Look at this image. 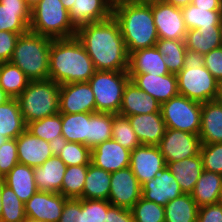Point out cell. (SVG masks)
<instances>
[{
    "mask_svg": "<svg viewBox=\"0 0 222 222\" xmlns=\"http://www.w3.org/2000/svg\"><path fill=\"white\" fill-rule=\"evenodd\" d=\"M76 37L83 44L96 71L128 70L129 53L119 23L113 16L78 27Z\"/></svg>",
    "mask_w": 222,
    "mask_h": 222,
    "instance_id": "1",
    "label": "cell"
},
{
    "mask_svg": "<svg viewBox=\"0 0 222 222\" xmlns=\"http://www.w3.org/2000/svg\"><path fill=\"white\" fill-rule=\"evenodd\" d=\"M112 16L119 23L129 54L156 45L158 33L151 9V0L114 2Z\"/></svg>",
    "mask_w": 222,
    "mask_h": 222,
    "instance_id": "2",
    "label": "cell"
},
{
    "mask_svg": "<svg viewBox=\"0 0 222 222\" xmlns=\"http://www.w3.org/2000/svg\"><path fill=\"white\" fill-rule=\"evenodd\" d=\"M95 72L91 58L76 36L52 40L49 79L60 85L88 82Z\"/></svg>",
    "mask_w": 222,
    "mask_h": 222,
    "instance_id": "3",
    "label": "cell"
},
{
    "mask_svg": "<svg viewBox=\"0 0 222 222\" xmlns=\"http://www.w3.org/2000/svg\"><path fill=\"white\" fill-rule=\"evenodd\" d=\"M176 77L179 95L199 103L216 100L220 83L204 66V54L186 49L184 67Z\"/></svg>",
    "mask_w": 222,
    "mask_h": 222,
    "instance_id": "4",
    "label": "cell"
},
{
    "mask_svg": "<svg viewBox=\"0 0 222 222\" xmlns=\"http://www.w3.org/2000/svg\"><path fill=\"white\" fill-rule=\"evenodd\" d=\"M52 38L31 31L18 37L10 62L19 67L30 81L49 79Z\"/></svg>",
    "mask_w": 222,
    "mask_h": 222,
    "instance_id": "5",
    "label": "cell"
},
{
    "mask_svg": "<svg viewBox=\"0 0 222 222\" xmlns=\"http://www.w3.org/2000/svg\"><path fill=\"white\" fill-rule=\"evenodd\" d=\"M59 96L60 84L55 81H30L16 98L25 124L58 114Z\"/></svg>",
    "mask_w": 222,
    "mask_h": 222,
    "instance_id": "6",
    "label": "cell"
},
{
    "mask_svg": "<svg viewBox=\"0 0 222 222\" xmlns=\"http://www.w3.org/2000/svg\"><path fill=\"white\" fill-rule=\"evenodd\" d=\"M29 31L52 39L76 36L77 28L70 21L61 0H41L32 10Z\"/></svg>",
    "mask_w": 222,
    "mask_h": 222,
    "instance_id": "7",
    "label": "cell"
},
{
    "mask_svg": "<svg viewBox=\"0 0 222 222\" xmlns=\"http://www.w3.org/2000/svg\"><path fill=\"white\" fill-rule=\"evenodd\" d=\"M129 80L127 71H96L88 80L95 96L96 112L119 113Z\"/></svg>",
    "mask_w": 222,
    "mask_h": 222,
    "instance_id": "8",
    "label": "cell"
},
{
    "mask_svg": "<svg viewBox=\"0 0 222 222\" xmlns=\"http://www.w3.org/2000/svg\"><path fill=\"white\" fill-rule=\"evenodd\" d=\"M160 111L166 128L199 135L202 103L177 95L162 103Z\"/></svg>",
    "mask_w": 222,
    "mask_h": 222,
    "instance_id": "9",
    "label": "cell"
},
{
    "mask_svg": "<svg viewBox=\"0 0 222 222\" xmlns=\"http://www.w3.org/2000/svg\"><path fill=\"white\" fill-rule=\"evenodd\" d=\"M157 146L167 164L198 155L201 140L199 135L166 128L164 136Z\"/></svg>",
    "mask_w": 222,
    "mask_h": 222,
    "instance_id": "10",
    "label": "cell"
},
{
    "mask_svg": "<svg viewBox=\"0 0 222 222\" xmlns=\"http://www.w3.org/2000/svg\"><path fill=\"white\" fill-rule=\"evenodd\" d=\"M151 9L158 39L184 40L187 28L181 8L162 0H151Z\"/></svg>",
    "mask_w": 222,
    "mask_h": 222,
    "instance_id": "11",
    "label": "cell"
},
{
    "mask_svg": "<svg viewBox=\"0 0 222 222\" xmlns=\"http://www.w3.org/2000/svg\"><path fill=\"white\" fill-rule=\"evenodd\" d=\"M141 193V184L130 167L111 172L108 201L112 205L131 210Z\"/></svg>",
    "mask_w": 222,
    "mask_h": 222,
    "instance_id": "12",
    "label": "cell"
},
{
    "mask_svg": "<svg viewBox=\"0 0 222 222\" xmlns=\"http://www.w3.org/2000/svg\"><path fill=\"white\" fill-rule=\"evenodd\" d=\"M96 103L88 82L60 85L59 113H95Z\"/></svg>",
    "mask_w": 222,
    "mask_h": 222,
    "instance_id": "13",
    "label": "cell"
},
{
    "mask_svg": "<svg viewBox=\"0 0 222 222\" xmlns=\"http://www.w3.org/2000/svg\"><path fill=\"white\" fill-rule=\"evenodd\" d=\"M66 199L60 193L37 191L24 203L26 219L39 222H58Z\"/></svg>",
    "mask_w": 222,
    "mask_h": 222,
    "instance_id": "14",
    "label": "cell"
},
{
    "mask_svg": "<svg viewBox=\"0 0 222 222\" xmlns=\"http://www.w3.org/2000/svg\"><path fill=\"white\" fill-rule=\"evenodd\" d=\"M167 166L158 146L139 145L131 151L130 165L141 186Z\"/></svg>",
    "mask_w": 222,
    "mask_h": 222,
    "instance_id": "15",
    "label": "cell"
},
{
    "mask_svg": "<svg viewBox=\"0 0 222 222\" xmlns=\"http://www.w3.org/2000/svg\"><path fill=\"white\" fill-rule=\"evenodd\" d=\"M17 154L20 164L41 166L55 154L56 145L34 136L25 129L17 138Z\"/></svg>",
    "mask_w": 222,
    "mask_h": 222,
    "instance_id": "16",
    "label": "cell"
},
{
    "mask_svg": "<svg viewBox=\"0 0 222 222\" xmlns=\"http://www.w3.org/2000/svg\"><path fill=\"white\" fill-rule=\"evenodd\" d=\"M136 86L153 96L160 104L179 95L176 74L154 75L145 73H128Z\"/></svg>",
    "mask_w": 222,
    "mask_h": 222,
    "instance_id": "17",
    "label": "cell"
},
{
    "mask_svg": "<svg viewBox=\"0 0 222 222\" xmlns=\"http://www.w3.org/2000/svg\"><path fill=\"white\" fill-rule=\"evenodd\" d=\"M141 188L142 198L161 206H165L169 201L183 194L180 185L167 166L157 176L145 182Z\"/></svg>",
    "mask_w": 222,
    "mask_h": 222,
    "instance_id": "18",
    "label": "cell"
},
{
    "mask_svg": "<svg viewBox=\"0 0 222 222\" xmlns=\"http://www.w3.org/2000/svg\"><path fill=\"white\" fill-rule=\"evenodd\" d=\"M131 151L111 139L91 149V163L108 172L128 168Z\"/></svg>",
    "mask_w": 222,
    "mask_h": 222,
    "instance_id": "19",
    "label": "cell"
},
{
    "mask_svg": "<svg viewBox=\"0 0 222 222\" xmlns=\"http://www.w3.org/2000/svg\"><path fill=\"white\" fill-rule=\"evenodd\" d=\"M31 9L24 0H0V31L19 35L29 31Z\"/></svg>",
    "mask_w": 222,
    "mask_h": 222,
    "instance_id": "20",
    "label": "cell"
},
{
    "mask_svg": "<svg viewBox=\"0 0 222 222\" xmlns=\"http://www.w3.org/2000/svg\"><path fill=\"white\" fill-rule=\"evenodd\" d=\"M112 13V0H74L69 10V17L73 25L78 28L84 24L109 19Z\"/></svg>",
    "mask_w": 222,
    "mask_h": 222,
    "instance_id": "21",
    "label": "cell"
},
{
    "mask_svg": "<svg viewBox=\"0 0 222 222\" xmlns=\"http://www.w3.org/2000/svg\"><path fill=\"white\" fill-rule=\"evenodd\" d=\"M160 108L161 104L153 96L139 89L133 81L129 80L125 85L119 114L127 117L151 114L161 112Z\"/></svg>",
    "mask_w": 222,
    "mask_h": 222,
    "instance_id": "22",
    "label": "cell"
},
{
    "mask_svg": "<svg viewBox=\"0 0 222 222\" xmlns=\"http://www.w3.org/2000/svg\"><path fill=\"white\" fill-rule=\"evenodd\" d=\"M128 119L141 144H159L166 130L161 112L132 115Z\"/></svg>",
    "mask_w": 222,
    "mask_h": 222,
    "instance_id": "23",
    "label": "cell"
},
{
    "mask_svg": "<svg viewBox=\"0 0 222 222\" xmlns=\"http://www.w3.org/2000/svg\"><path fill=\"white\" fill-rule=\"evenodd\" d=\"M67 166L55 153L41 166L34 167V179L38 191L59 193Z\"/></svg>",
    "mask_w": 222,
    "mask_h": 222,
    "instance_id": "24",
    "label": "cell"
},
{
    "mask_svg": "<svg viewBox=\"0 0 222 222\" xmlns=\"http://www.w3.org/2000/svg\"><path fill=\"white\" fill-rule=\"evenodd\" d=\"M128 73H145L154 75L169 74L163 55L156 46L136 50L129 54Z\"/></svg>",
    "mask_w": 222,
    "mask_h": 222,
    "instance_id": "25",
    "label": "cell"
},
{
    "mask_svg": "<svg viewBox=\"0 0 222 222\" xmlns=\"http://www.w3.org/2000/svg\"><path fill=\"white\" fill-rule=\"evenodd\" d=\"M201 144L222 143V105L217 100L202 103Z\"/></svg>",
    "mask_w": 222,
    "mask_h": 222,
    "instance_id": "26",
    "label": "cell"
},
{
    "mask_svg": "<svg viewBox=\"0 0 222 222\" xmlns=\"http://www.w3.org/2000/svg\"><path fill=\"white\" fill-rule=\"evenodd\" d=\"M167 168L173 173L184 194H191L195 184L203 172L200 153L180 161L167 163Z\"/></svg>",
    "mask_w": 222,
    "mask_h": 222,
    "instance_id": "27",
    "label": "cell"
},
{
    "mask_svg": "<svg viewBox=\"0 0 222 222\" xmlns=\"http://www.w3.org/2000/svg\"><path fill=\"white\" fill-rule=\"evenodd\" d=\"M4 184L10 187L18 198L26 203L37 191L34 168L16 164L4 177Z\"/></svg>",
    "mask_w": 222,
    "mask_h": 222,
    "instance_id": "28",
    "label": "cell"
},
{
    "mask_svg": "<svg viewBox=\"0 0 222 222\" xmlns=\"http://www.w3.org/2000/svg\"><path fill=\"white\" fill-rule=\"evenodd\" d=\"M26 127L16 98L0 104V136L16 139Z\"/></svg>",
    "mask_w": 222,
    "mask_h": 222,
    "instance_id": "29",
    "label": "cell"
},
{
    "mask_svg": "<svg viewBox=\"0 0 222 222\" xmlns=\"http://www.w3.org/2000/svg\"><path fill=\"white\" fill-rule=\"evenodd\" d=\"M110 182L111 172L90 163L84 182L83 199L108 200Z\"/></svg>",
    "mask_w": 222,
    "mask_h": 222,
    "instance_id": "30",
    "label": "cell"
},
{
    "mask_svg": "<svg viewBox=\"0 0 222 222\" xmlns=\"http://www.w3.org/2000/svg\"><path fill=\"white\" fill-rule=\"evenodd\" d=\"M221 184L222 175L203 170L191 196L199 207L218 203Z\"/></svg>",
    "mask_w": 222,
    "mask_h": 222,
    "instance_id": "31",
    "label": "cell"
},
{
    "mask_svg": "<svg viewBox=\"0 0 222 222\" xmlns=\"http://www.w3.org/2000/svg\"><path fill=\"white\" fill-rule=\"evenodd\" d=\"M186 49L194 50L201 54L221 47V35L219 28H203L187 30L185 39Z\"/></svg>",
    "mask_w": 222,
    "mask_h": 222,
    "instance_id": "32",
    "label": "cell"
},
{
    "mask_svg": "<svg viewBox=\"0 0 222 222\" xmlns=\"http://www.w3.org/2000/svg\"><path fill=\"white\" fill-rule=\"evenodd\" d=\"M165 222H197L199 206L191 194L181 196L169 201L165 206Z\"/></svg>",
    "mask_w": 222,
    "mask_h": 222,
    "instance_id": "33",
    "label": "cell"
},
{
    "mask_svg": "<svg viewBox=\"0 0 222 222\" xmlns=\"http://www.w3.org/2000/svg\"><path fill=\"white\" fill-rule=\"evenodd\" d=\"M62 141L84 144L88 147V113H61Z\"/></svg>",
    "mask_w": 222,
    "mask_h": 222,
    "instance_id": "34",
    "label": "cell"
},
{
    "mask_svg": "<svg viewBox=\"0 0 222 222\" xmlns=\"http://www.w3.org/2000/svg\"><path fill=\"white\" fill-rule=\"evenodd\" d=\"M113 118L114 113H88V147L90 149L112 139Z\"/></svg>",
    "mask_w": 222,
    "mask_h": 222,
    "instance_id": "35",
    "label": "cell"
},
{
    "mask_svg": "<svg viewBox=\"0 0 222 222\" xmlns=\"http://www.w3.org/2000/svg\"><path fill=\"white\" fill-rule=\"evenodd\" d=\"M187 30L203 28H219L222 11L197 8L189 4L181 8Z\"/></svg>",
    "mask_w": 222,
    "mask_h": 222,
    "instance_id": "36",
    "label": "cell"
},
{
    "mask_svg": "<svg viewBox=\"0 0 222 222\" xmlns=\"http://www.w3.org/2000/svg\"><path fill=\"white\" fill-rule=\"evenodd\" d=\"M30 80L25 73L11 62H4L0 68V87L11 97L17 98Z\"/></svg>",
    "mask_w": 222,
    "mask_h": 222,
    "instance_id": "37",
    "label": "cell"
},
{
    "mask_svg": "<svg viewBox=\"0 0 222 222\" xmlns=\"http://www.w3.org/2000/svg\"><path fill=\"white\" fill-rule=\"evenodd\" d=\"M26 129L34 136L58 145L62 141L61 113L32 121L27 124Z\"/></svg>",
    "mask_w": 222,
    "mask_h": 222,
    "instance_id": "38",
    "label": "cell"
},
{
    "mask_svg": "<svg viewBox=\"0 0 222 222\" xmlns=\"http://www.w3.org/2000/svg\"><path fill=\"white\" fill-rule=\"evenodd\" d=\"M155 46L163 55L170 73L177 74L184 67L186 54L184 40L158 39Z\"/></svg>",
    "mask_w": 222,
    "mask_h": 222,
    "instance_id": "39",
    "label": "cell"
},
{
    "mask_svg": "<svg viewBox=\"0 0 222 222\" xmlns=\"http://www.w3.org/2000/svg\"><path fill=\"white\" fill-rule=\"evenodd\" d=\"M87 172L88 165L67 166L59 193L67 199H83Z\"/></svg>",
    "mask_w": 222,
    "mask_h": 222,
    "instance_id": "40",
    "label": "cell"
},
{
    "mask_svg": "<svg viewBox=\"0 0 222 222\" xmlns=\"http://www.w3.org/2000/svg\"><path fill=\"white\" fill-rule=\"evenodd\" d=\"M55 153L66 166L89 165L91 149L84 144L61 141L56 145Z\"/></svg>",
    "mask_w": 222,
    "mask_h": 222,
    "instance_id": "41",
    "label": "cell"
},
{
    "mask_svg": "<svg viewBox=\"0 0 222 222\" xmlns=\"http://www.w3.org/2000/svg\"><path fill=\"white\" fill-rule=\"evenodd\" d=\"M1 202L0 222H24L26 220L24 202L5 184L2 186Z\"/></svg>",
    "mask_w": 222,
    "mask_h": 222,
    "instance_id": "42",
    "label": "cell"
},
{
    "mask_svg": "<svg viewBox=\"0 0 222 222\" xmlns=\"http://www.w3.org/2000/svg\"><path fill=\"white\" fill-rule=\"evenodd\" d=\"M112 139L117 141L122 147L134 150L137 146L141 145L137 135L132 128L127 116L119 113L114 114L112 125Z\"/></svg>",
    "mask_w": 222,
    "mask_h": 222,
    "instance_id": "43",
    "label": "cell"
},
{
    "mask_svg": "<svg viewBox=\"0 0 222 222\" xmlns=\"http://www.w3.org/2000/svg\"><path fill=\"white\" fill-rule=\"evenodd\" d=\"M134 222H165V208L140 198L131 209Z\"/></svg>",
    "mask_w": 222,
    "mask_h": 222,
    "instance_id": "44",
    "label": "cell"
},
{
    "mask_svg": "<svg viewBox=\"0 0 222 222\" xmlns=\"http://www.w3.org/2000/svg\"><path fill=\"white\" fill-rule=\"evenodd\" d=\"M203 169L222 175V143L201 144Z\"/></svg>",
    "mask_w": 222,
    "mask_h": 222,
    "instance_id": "45",
    "label": "cell"
},
{
    "mask_svg": "<svg viewBox=\"0 0 222 222\" xmlns=\"http://www.w3.org/2000/svg\"><path fill=\"white\" fill-rule=\"evenodd\" d=\"M111 205L108 200L83 199V221L105 222V214Z\"/></svg>",
    "mask_w": 222,
    "mask_h": 222,
    "instance_id": "46",
    "label": "cell"
},
{
    "mask_svg": "<svg viewBox=\"0 0 222 222\" xmlns=\"http://www.w3.org/2000/svg\"><path fill=\"white\" fill-rule=\"evenodd\" d=\"M18 163L16 139H7L0 146V176L4 177Z\"/></svg>",
    "mask_w": 222,
    "mask_h": 222,
    "instance_id": "47",
    "label": "cell"
},
{
    "mask_svg": "<svg viewBox=\"0 0 222 222\" xmlns=\"http://www.w3.org/2000/svg\"><path fill=\"white\" fill-rule=\"evenodd\" d=\"M58 222H84L83 199H66Z\"/></svg>",
    "mask_w": 222,
    "mask_h": 222,
    "instance_id": "48",
    "label": "cell"
},
{
    "mask_svg": "<svg viewBox=\"0 0 222 222\" xmlns=\"http://www.w3.org/2000/svg\"><path fill=\"white\" fill-rule=\"evenodd\" d=\"M204 66L219 83H222V47L204 54Z\"/></svg>",
    "mask_w": 222,
    "mask_h": 222,
    "instance_id": "49",
    "label": "cell"
},
{
    "mask_svg": "<svg viewBox=\"0 0 222 222\" xmlns=\"http://www.w3.org/2000/svg\"><path fill=\"white\" fill-rule=\"evenodd\" d=\"M20 35L10 31H0V62H10L15 49L16 41Z\"/></svg>",
    "mask_w": 222,
    "mask_h": 222,
    "instance_id": "50",
    "label": "cell"
},
{
    "mask_svg": "<svg viewBox=\"0 0 222 222\" xmlns=\"http://www.w3.org/2000/svg\"><path fill=\"white\" fill-rule=\"evenodd\" d=\"M197 222H222V204L218 202L199 207Z\"/></svg>",
    "mask_w": 222,
    "mask_h": 222,
    "instance_id": "51",
    "label": "cell"
},
{
    "mask_svg": "<svg viewBox=\"0 0 222 222\" xmlns=\"http://www.w3.org/2000/svg\"><path fill=\"white\" fill-rule=\"evenodd\" d=\"M105 222H134V217L130 209L111 205L105 214Z\"/></svg>",
    "mask_w": 222,
    "mask_h": 222,
    "instance_id": "52",
    "label": "cell"
},
{
    "mask_svg": "<svg viewBox=\"0 0 222 222\" xmlns=\"http://www.w3.org/2000/svg\"><path fill=\"white\" fill-rule=\"evenodd\" d=\"M191 4L210 11H222V0H192Z\"/></svg>",
    "mask_w": 222,
    "mask_h": 222,
    "instance_id": "53",
    "label": "cell"
},
{
    "mask_svg": "<svg viewBox=\"0 0 222 222\" xmlns=\"http://www.w3.org/2000/svg\"><path fill=\"white\" fill-rule=\"evenodd\" d=\"M165 3L177 6L178 8L185 7L192 3V0H162Z\"/></svg>",
    "mask_w": 222,
    "mask_h": 222,
    "instance_id": "54",
    "label": "cell"
},
{
    "mask_svg": "<svg viewBox=\"0 0 222 222\" xmlns=\"http://www.w3.org/2000/svg\"><path fill=\"white\" fill-rule=\"evenodd\" d=\"M11 97L0 87V104L7 102Z\"/></svg>",
    "mask_w": 222,
    "mask_h": 222,
    "instance_id": "55",
    "label": "cell"
},
{
    "mask_svg": "<svg viewBox=\"0 0 222 222\" xmlns=\"http://www.w3.org/2000/svg\"><path fill=\"white\" fill-rule=\"evenodd\" d=\"M61 2L67 11H69L74 4V0H61Z\"/></svg>",
    "mask_w": 222,
    "mask_h": 222,
    "instance_id": "56",
    "label": "cell"
},
{
    "mask_svg": "<svg viewBox=\"0 0 222 222\" xmlns=\"http://www.w3.org/2000/svg\"><path fill=\"white\" fill-rule=\"evenodd\" d=\"M26 5L32 10L41 0H24Z\"/></svg>",
    "mask_w": 222,
    "mask_h": 222,
    "instance_id": "57",
    "label": "cell"
},
{
    "mask_svg": "<svg viewBox=\"0 0 222 222\" xmlns=\"http://www.w3.org/2000/svg\"><path fill=\"white\" fill-rule=\"evenodd\" d=\"M4 184L3 177L0 176V217L2 215V202H1V191H2V186Z\"/></svg>",
    "mask_w": 222,
    "mask_h": 222,
    "instance_id": "58",
    "label": "cell"
},
{
    "mask_svg": "<svg viewBox=\"0 0 222 222\" xmlns=\"http://www.w3.org/2000/svg\"><path fill=\"white\" fill-rule=\"evenodd\" d=\"M216 100L222 105V83H220L219 91Z\"/></svg>",
    "mask_w": 222,
    "mask_h": 222,
    "instance_id": "59",
    "label": "cell"
},
{
    "mask_svg": "<svg viewBox=\"0 0 222 222\" xmlns=\"http://www.w3.org/2000/svg\"><path fill=\"white\" fill-rule=\"evenodd\" d=\"M219 29H220V35H221V47H222V15H221V19H220Z\"/></svg>",
    "mask_w": 222,
    "mask_h": 222,
    "instance_id": "60",
    "label": "cell"
},
{
    "mask_svg": "<svg viewBox=\"0 0 222 222\" xmlns=\"http://www.w3.org/2000/svg\"><path fill=\"white\" fill-rule=\"evenodd\" d=\"M8 138L4 136H0V146L7 140Z\"/></svg>",
    "mask_w": 222,
    "mask_h": 222,
    "instance_id": "61",
    "label": "cell"
},
{
    "mask_svg": "<svg viewBox=\"0 0 222 222\" xmlns=\"http://www.w3.org/2000/svg\"><path fill=\"white\" fill-rule=\"evenodd\" d=\"M219 202L222 204V184H221L220 192H219Z\"/></svg>",
    "mask_w": 222,
    "mask_h": 222,
    "instance_id": "62",
    "label": "cell"
},
{
    "mask_svg": "<svg viewBox=\"0 0 222 222\" xmlns=\"http://www.w3.org/2000/svg\"><path fill=\"white\" fill-rule=\"evenodd\" d=\"M24 222H39V221H34V220L26 219Z\"/></svg>",
    "mask_w": 222,
    "mask_h": 222,
    "instance_id": "63",
    "label": "cell"
}]
</instances>
